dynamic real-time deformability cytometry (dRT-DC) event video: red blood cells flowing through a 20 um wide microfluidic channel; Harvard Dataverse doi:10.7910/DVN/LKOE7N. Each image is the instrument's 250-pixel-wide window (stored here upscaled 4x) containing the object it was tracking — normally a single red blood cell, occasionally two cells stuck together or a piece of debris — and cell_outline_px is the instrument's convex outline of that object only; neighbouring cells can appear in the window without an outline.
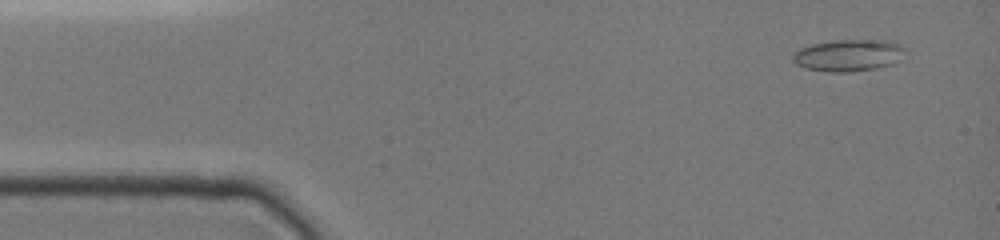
{"species": "common noctule bat (a hibernating species)", "species_latin": "Nyctalus noctula", "temperature_condition": "cold", "stored_images_in_passage": 46, "camera_frame_rate_fps": 3000, "um_per_image_px": 0.085, "animal": {"sex": "female", "body_mass_g": 19.0, "forearm_length_mm": 51.5}, "frame": {"image": 1, "passage_image": 3, "time_ms": 0.667, "image_size_px": [1000, 240], "cell_outline_px": [[904, 48], [892, 64], [876, 68], [848, 72], [832, 72], [808, 68], [796, 64], [792, 60], [792, 56], [800, 48], [812, 44], [832, 40], [884, 40], [900, 44]], "centroid_in_image_um": [72.05, 4.69], "position_along_channel_um": 12.9, "area_um2": 20.35}}
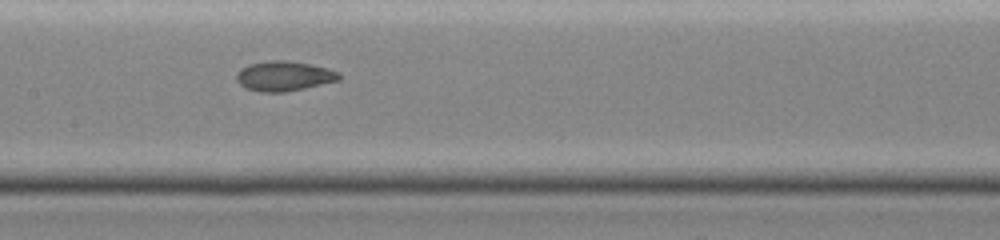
{"frame": {"image": 2, "passage_image": 23, "time_ms": 7.333, "image_size_px": [1000, 240], "cell_outline_px": [[340, 80], [304, 88], [284, 92], [264, 92], [248, 88], [240, 84], [236, 80], [236, 76], [240, 68], [248, 64], [268, 60], [288, 60], [308, 64], [340, 72]], "centroid_in_image_um": [24.12, 6.45], "position_along_channel_um": 183.3, "area_um2": 17.69}}
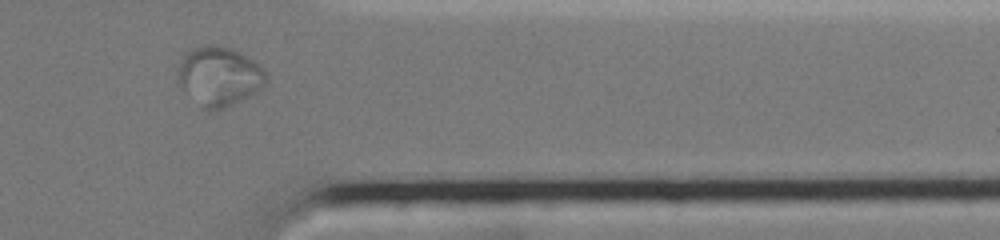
{"frame": {"image": 3, "passage_image": 39, "time_ms": 12.667, "image_size_px": [1000, 240], "cell_outline_px": [[268, 80], [256, 92], [224, 108], [204, 108], [180, 80], [180, 60], [192, 48], [204, 44], [216, 44], [232, 48], [240, 52], [264, 68], [268, 76]], "centroid_in_image_um": [18.72, 6.4], "position_along_channel_um": 392.7, "area_um2": 29.3}}